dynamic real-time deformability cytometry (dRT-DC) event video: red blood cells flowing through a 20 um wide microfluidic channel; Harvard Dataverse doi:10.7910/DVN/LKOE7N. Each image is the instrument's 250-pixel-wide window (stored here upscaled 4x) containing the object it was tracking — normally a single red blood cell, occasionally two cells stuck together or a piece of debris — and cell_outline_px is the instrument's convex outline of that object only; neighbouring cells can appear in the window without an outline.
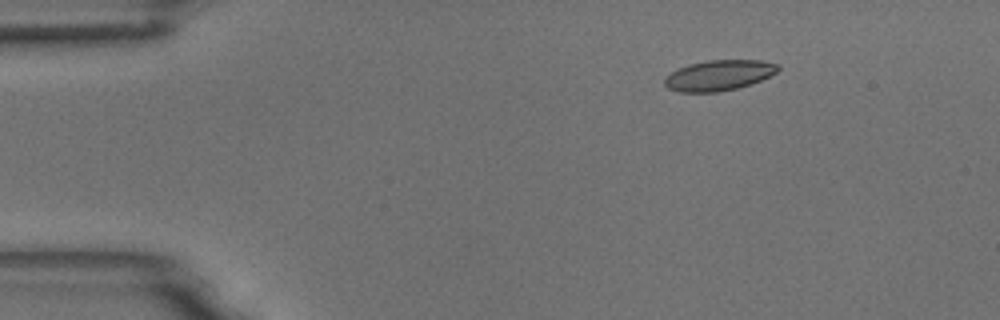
{"species": "common noctule bat (a hibernating species)", "species_latin": "Nyctalus noctula", "temperature_condition": "room temperature", "stored_images_in_passage": 4, "camera_frame_rate_fps": 3000, "um_per_image_px": 0.085, "animal": {"sex": "male", "body_mass_g": 18.8}, "frame": {"image": 1, "passage_image": 2, "time_ms": 0.333, "image_size_px": [1000, 320], "cell_outline_px": [[780, 68], [776, 72], [760, 80], [736, 88], [716, 92], [680, 92], [668, 88], [664, 84], [664, 80], [676, 68], [688, 64], [708, 60], [760, 60], [780, 64]], "centroid_in_image_um": [61.09, 6.39], "position_along_channel_um": 23.9, "area_um2": 20.0}}